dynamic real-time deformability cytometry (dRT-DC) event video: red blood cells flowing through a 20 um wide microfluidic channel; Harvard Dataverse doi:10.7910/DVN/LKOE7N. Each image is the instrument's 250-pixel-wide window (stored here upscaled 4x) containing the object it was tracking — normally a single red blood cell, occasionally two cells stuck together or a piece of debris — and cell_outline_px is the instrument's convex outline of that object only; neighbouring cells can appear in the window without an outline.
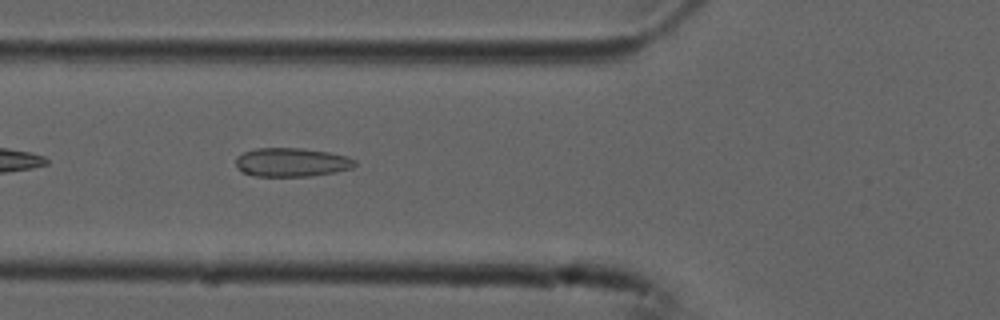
{"species": "common noctule bat (a hibernating species)", "species_latin": "Nyctalus noctula", "temperature_condition": "cold", "stored_images_in_passage": 6, "camera_frame_rate_fps": 3000, "um_per_image_px": 0.085, "animal": {"sex": "male", "forearm_length_mm": 52.5}, "frame": {"image": 1, "passage_image": 6, "time_ms": 1.667, "image_size_px": [1000, 320], "cell_outline_px": [[356, 164], [352, 168], [336, 172], [312, 176], [256, 176], [240, 172], [236, 164], [236, 156], [244, 152], [256, 148], [300, 148], [328, 152], [348, 156], [356, 160]], "centroid_in_image_um": [24.79, 13.8], "position_along_channel_um": 101.0, "area_um2": 20.11}}